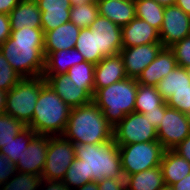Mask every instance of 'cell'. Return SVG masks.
<instances>
[{"instance_id": "cell-1", "label": "cell", "mask_w": 190, "mask_h": 190, "mask_svg": "<svg viewBox=\"0 0 190 190\" xmlns=\"http://www.w3.org/2000/svg\"><path fill=\"white\" fill-rule=\"evenodd\" d=\"M0 51L23 78L43 76L45 55L42 28L11 30L10 37L0 46Z\"/></svg>"}, {"instance_id": "cell-2", "label": "cell", "mask_w": 190, "mask_h": 190, "mask_svg": "<svg viewBox=\"0 0 190 190\" xmlns=\"http://www.w3.org/2000/svg\"><path fill=\"white\" fill-rule=\"evenodd\" d=\"M62 136L73 144H101L113 138V127L92 101L71 108Z\"/></svg>"}, {"instance_id": "cell-3", "label": "cell", "mask_w": 190, "mask_h": 190, "mask_svg": "<svg viewBox=\"0 0 190 190\" xmlns=\"http://www.w3.org/2000/svg\"><path fill=\"white\" fill-rule=\"evenodd\" d=\"M75 158L84 164L85 178L90 182L124 179L119 147L114 138L101 144H74Z\"/></svg>"}, {"instance_id": "cell-4", "label": "cell", "mask_w": 190, "mask_h": 190, "mask_svg": "<svg viewBox=\"0 0 190 190\" xmlns=\"http://www.w3.org/2000/svg\"><path fill=\"white\" fill-rule=\"evenodd\" d=\"M70 111L71 108L45 81L35 105L32 121L27 127L36 134L62 135L68 123Z\"/></svg>"}, {"instance_id": "cell-5", "label": "cell", "mask_w": 190, "mask_h": 190, "mask_svg": "<svg viewBox=\"0 0 190 190\" xmlns=\"http://www.w3.org/2000/svg\"><path fill=\"white\" fill-rule=\"evenodd\" d=\"M137 88V80L127 77L105 88L98 89L94 93L92 101L114 128L126 115L134 112Z\"/></svg>"}, {"instance_id": "cell-6", "label": "cell", "mask_w": 190, "mask_h": 190, "mask_svg": "<svg viewBox=\"0 0 190 190\" xmlns=\"http://www.w3.org/2000/svg\"><path fill=\"white\" fill-rule=\"evenodd\" d=\"M45 81L43 76L22 78L6 92L5 113L28 126L32 121L35 105Z\"/></svg>"}, {"instance_id": "cell-7", "label": "cell", "mask_w": 190, "mask_h": 190, "mask_svg": "<svg viewBox=\"0 0 190 190\" xmlns=\"http://www.w3.org/2000/svg\"><path fill=\"white\" fill-rule=\"evenodd\" d=\"M118 147L124 178L160 166L166 150L159 141L118 145Z\"/></svg>"}, {"instance_id": "cell-8", "label": "cell", "mask_w": 190, "mask_h": 190, "mask_svg": "<svg viewBox=\"0 0 190 190\" xmlns=\"http://www.w3.org/2000/svg\"><path fill=\"white\" fill-rule=\"evenodd\" d=\"M75 159L74 144L62 135H48V148L42 179L62 180Z\"/></svg>"}, {"instance_id": "cell-9", "label": "cell", "mask_w": 190, "mask_h": 190, "mask_svg": "<svg viewBox=\"0 0 190 190\" xmlns=\"http://www.w3.org/2000/svg\"><path fill=\"white\" fill-rule=\"evenodd\" d=\"M113 138L117 145L158 141L157 129L144 114L137 112L126 115L113 128Z\"/></svg>"}, {"instance_id": "cell-10", "label": "cell", "mask_w": 190, "mask_h": 190, "mask_svg": "<svg viewBox=\"0 0 190 190\" xmlns=\"http://www.w3.org/2000/svg\"><path fill=\"white\" fill-rule=\"evenodd\" d=\"M157 135L166 150L173 149L190 135V115L166 106Z\"/></svg>"}, {"instance_id": "cell-11", "label": "cell", "mask_w": 190, "mask_h": 190, "mask_svg": "<svg viewBox=\"0 0 190 190\" xmlns=\"http://www.w3.org/2000/svg\"><path fill=\"white\" fill-rule=\"evenodd\" d=\"M159 36L163 47H171L190 36V16L176 4L165 7Z\"/></svg>"}, {"instance_id": "cell-12", "label": "cell", "mask_w": 190, "mask_h": 190, "mask_svg": "<svg viewBox=\"0 0 190 190\" xmlns=\"http://www.w3.org/2000/svg\"><path fill=\"white\" fill-rule=\"evenodd\" d=\"M95 29L96 52L103 57L115 56L122 49L121 26L111 22L108 18L98 15L89 27Z\"/></svg>"}, {"instance_id": "cell-13", "label": "cell", "mask_w": 190, "mask_h": 190, "mask_svg": "<svg viewBox=\"0 0 190 190\" xmlns=\"http://www.w3.org/2000/svg\"><path fill=\"white\" fill-rule=\"evenodd\" d=\"M43 78L70 108L92 102L93 95L83 85L75 84L67 74L43 75Z\"/></svg>"}, {"instance_id": "cell-14", "label": "cell", "mask_w": 190, "mask_h": 190, "mask_svg": "<svg viewBox=\"0 0 190 190\" xmlns=\"http://www.w3.org/2000/svg\"><path fill=\"white\" fill-rule=\"evenodd\" d=\"M162 48L161 43L122 48L119 54L122 57L127 77L137 79Z\"/></svg>"}, {"instance_id": "cell-15", "label": "cell", "mask_w": 190, "mask_h": 190, "mask_svg": "<svg viewBox=\"0 0 190 190\" xmlns=\"http://www.w3.org/2000/svg\"><path fill=\"white\" fill-rule=\"evenodd\" d=\"M48 135L36 134L15 166L17 171L41 177L47 156Z\"/></svg>"}, {"instance_id": "cell-16", "label": "cell", "mask_w": 190, "mask_h": 190, "mask_svg": "<svg viewBox=\"0 0 190 190\" xmlns=\"http://www.w3.org/2000/svg\"><path fill=\"white\" fill-rule=\"evenodd\" d=\"M177 66L174 52L169 47H163L156 58L138 76L137 83L156 87Z\"/></svg>"}, {"instance_id": "cell-17", "label": "cell", "mask_w": 190, "mask_h": 190, "mask_svg": "<svg viewBox=\"0 0 190 190\" xmlns=\"http://www.w3.org/2000/svg\"><path fill=\"white\" fill-rule=\"evenodd\" d=\"M122 48L139 46L142 44L161 43L159 31L148 22L135 17L127 25L121 27Z\"/></svg>"}, {"instance_id": "cell-18", "label": "cell", "mask_w": 190, "mask_h": 190, "mask_svg": "<svg viewBox=\"0 0 190 190\" xmlns=\"http://www.w3.org/2000/svg\"><path fill=\"white\" fill-rule=\"evenodd\" d=\"M41 11L44 34L70 21V0H35Z\"/></svg>"}, {"instance_id": "cell-19", "label": "cell", "mask_w": 190, "mask_h": 190, "mask_svg": "<svg viewBox=\"0 0 190 190\" xmlns=\"http://www.w3.org/2000/svg\"><path fill=\"white\" fill-rule=\"evenodd\" d=\"M125 78L127 75L120 54L104 57L95 65L94 93Z\"/></svg>"}, {"instance_id": "cell-20", "label": "cell", "mask_w": 190, "mask_h": 190, "mask_svg": "<svg viewBox=\"0 0 190 190\" xmlns=\"http://www.w3.org/2000/svg\"><path fill=\"white\" fill-rule=\"evenodd\" d=\"M81 28L71 21L44 34V52L70 50L75 47Z\"/></svg>"}, {"instance_id": "cell-21", "label": "cell", "mask_w": 190, "mask_h": 190, "mask_svg": "<svg viewBox=\"0 0 190 190\" xmlns=\"http://www.w3.org/2000/svg\"><path fill=\"white\" fill-rule=\"evenodd\" d=\"M99 15L124 26L136 17L134 0H96Z\"/></svg>"}, {"instance_id": "cell-22", "label": "cell", "mask_w": 190, "mask_h": 190, "mask_svg": "<svg viewBox=\"0 0 190 190\" xmlns=\"http://www.w3.org/2000/svg\"><path fill=\"white\" fill-rule=\"evenodd\" d=\"M44 55L45 70L43 75L66 74L72 66L85 61L83 55L75 47L70 50L44 52Z\"/></svg>"}, {"instance_id": "cell-23", "label": "cell", "mask_w": 190, "mask_h": 190, "mask_svg": "<svg viewBox=\"0 0 190 190\" xmlns=\"http://www.w3.org/2000/svg\"><path fill=\"white\" fill-rule=\"evenodd\" d=\"M8 16L11 30L41 28V11L35 0H22Z\"/></svg>"}, {"instance_id": "cell-24", "label": "cell", "mask_w": 190, "mask_h": 190, "mask_svg": "<svg viewBox=\"0 0 190 190\" xmlns=\"http://www.w3.org/2000/svg\"><path fill=\"white\" fill-rule=\"evenodd\" d=\"M160 167L166 185H172L190 173V163L173 149L165 150Z\"/></svg>"}, {"instance_id": "cell-25", "label": "cell", "mask_w": 190, "mask_h": 190, "mask_svg": "<svg viewBox=\"0 0 190 190\" xmlns=\"http://www.w3.org/2000/svg\"><path fill=\"white\" fill-rule=\"evenodd\" d=\"M124 179L128 190H160L165 185L160 166L126 176Z\"/></svg>"}, {"instance_id": "cell-26", "label": "cell", "mask_w": 190, "mask_h": 190, "mask_svg": "<svg viewBox=\"0 0 190 190\" xmlns=\"http://www.w3.org/2000/svg\"><path fill=\"white\" fill-rule=\"evenodd\" d=\"M189 86V70L184 67L177 66L173 71L169 72L156 87L159 94L166 101L177 91L189 89Z\"/></svg>"}, {"instance_id": "cell-27", "label": "cell", "mask_w": 190, "mask_h": 190, "mask_svg": "<svg viewBox=\"0 0 190 190\" xmlns=\"http://www.w3.org/2000/svg\"><path fill=\"white\" fill-rule=\"evenodd\" d=\"M164 102L165 100L157 91V87L138 84L134 112L144 114L148 111L157 110V107Z\"/></svg>"}, {"instance_id": "cell-28", "label": "cell", "mask_w": 190, "mask_h": 190, "mask_svg": "<svg viewBox=\"0 0 190 190\" xmlns=\"http://www.w3.org/2000/svg\"><path fill=\"white\" fill-rule=\"evenodd\" d=\"M134 3L136 17L145 20L153 28L160 31L165 7L153 0H134Z\"/></svg>"}, {"instance_id": "cell-29", "label": "cell", "mask_w": 190, "mask_h": 190, "mask_svg": "<svg viewBox=\"0 0 190 190\" xmlns=\"http://www.w3.org/2000/svg\"><path fill=\"white\" fill-rule=\"evenodd\" d=\"M75 48L83 55L85 61L94 65L104 58L100 52H96L95 29L81 28Z\"/></svg>"}, {"instance_id": "cell-30", "label": "cell", "mask_w": 190, "mask_h": 190, "mask_svg": "<svg viewBox=\"0 0 190 190\" xmlns=\"http://www.w3.org/2000/svg\"><path fill=\"white\" fill-rule=\"evenodd\" d=\"M36 133L29 127H26L14 139L5 146L0 148V153L5 156L6 159L16 164L22 155L23 151L26 150L28 144Z\"/></svg>"}, {"instance_id": "cell-31", "label": "cell", "mask_w": 190, "mask_h": 190, "mask_svg": "<svg viewBox=\"0 0 190 190\" xmlns=\"http://www.w3.org/2000/svg\"><path fill=\"white\" fill-rule=\"evenodd\" d=\"M98 15L99 12L96 0L90 3L71 6L70 9V21L79 28L90 27Z\"/></svg>"}, {"instance_id": "cell-32", "label": "cell", "mask_w": 190, "mask_h": 190, "mask_svg": "<svg viewBox=\"0 0 190 190\" xmlns=\"http://www.w3.org/2000/svg\"><path fill=\"white\" fill-rule=\"evenodd\" d=\"M94 73L95 65L84 61L72 66L67 71L68 77L77 85H83L92 95H94Z\"/></svg>"}, {"instance_id": "cell-33", "label": "cell", "mask_w": 190, "mask_h": 190, "mask_svg": "<svg viewBox=\"0 0 190 190\" xmlns=\"http://www.w3.org/2000/svg\"><path fill=\"white\" fill-rule=\"evenodd\" d=\"M41 180L38 175L17 171L11 179L0 185V190H39Z\"/></svg>"}, {"instance_id": "cell-34", "label": "cell", "mask_w": 190, "mask_h": 190, "mask_svg": "<svg viewBox=\"0 0 190 190\" xmlns=\"http://www.w3.org/2000/svg\"><path fill=\"white\" fill-rule=\"evenodd\" d=\"M25 126L22 122L14 117L4 113L0 115V148L10 143Z\"/></svg>"}, {"instance_id": "cell-35", "label": "cell", "mask_w": 190, "mask_h": 190, "mask_svg": "<svg viewBox=\"0 0 190 190\" xmlns=\"http://www.w3.org/2000/svg\"><path fill=\"white\" fill-rule=\"evenodd\" d=\"M62 182L70 190H74L89 183V178H85L84 164L81 159H74L73 164L67 169Z\"/></svg>"}, {"instance_id": "cell-36", "label": "cell", "mask_w": 190, "mask_h": 190, "mask_svg": "<svg viewBox=\"0 0 190 190\" xmlns=\"http://www.w3.org/2000/svg\"><path fill=\"white\" fill-rule=\"evenodd\" d=\"M23 77L20 76L9 64L7 59L0 51V90L8 92Z\"/></svg>"}, {"instance_id": "cell-37", "label": "cell", "mask_w": 190, "mask_h": 190, "mask_svg": "<svg viewBox=\"0 0 190 190\" xmlns=\"http://www.w3.org/2000/svg\"><path fill=\"white\" fill-rule=\"evenodd\" d=\"M175 55L177 65L186 69L190 68V36L184 37L169 47Z\"/></svg>"}, {"instance_id": "cell-38", "label": "cell", "mask_w": 190, "mask_h": 190, "mask_svg": "<svg viewBox=\"0 0 190 190\" xmlns=\"http://www.w3.org/2000/svg\"><path fill=\"white\" fill-rule=\"evenodd\" d=\"M167 106L190 115V86L187 90L177 91L166 100Z\"/></svg>"}, {"instance_id": "cell-39", "label": "cell", "mask_w": 190, "mask_h": 190, "mask_svg": "<svg viewBox=\"0 0 190 190\" xmlns=\"http://www.w3.org/2000/svg\"><path fill=\"white\" fill-rule=\"evenodd\" d=\"M16 172L15 164L0 153V185L11 179Z\"/></svg>"}, {"instance_id": "cell-40", "label": "cell", "mask_w": 190, "mask_h": 190, "mask_svg": "<svg viewBox=\"0 0 190 190\" xmlns=\"http://www.w3.org/2000/svg\"><path fill=\"white\" fill-rule=\"evenodd\" d=\"M99 190H125V179H103L97 182Z\"/></svg>"}, {"instance_id": "cell-41", "label": "cell", "mask_w": 190, "mask_h": 190, "mask_svg": "<svg viewBox=\"0 0 190 190\" xmlns=\"http://www.w3.org/2000/svg\"><path fill=\"white\" fill-rule=\"evenodd\" d=\"M167 106L166 101L161 105L157 107V110L148 111L147 113H144L147 120L151 125H153L156 129L161 124L162 115H164L165 108Z\"/></svg>"}, {"instance_id": "cell-42", "label": "cell", "mask_w": 190, "mask_h": 190, "mask_svg": "<svg viewBox=\"0 0 190 190\" xmlns=\"http://www.w3.org/2000/svg\"><path fill=\"white\" fill-rule=\"evenodd\" d=\"M11 25L7 14H0V46L10 37Z\"/></svg>"}, {"instance_id": "cell-43", "label": "cell", "mask_w": 190, "mask_h": 190, "mask_svg": "<svg viewBox=\"0 0 190 190\" xmlns=\"http://www.w3.org/2000/svg\"><path fill=\"white\" fill-rule=\"evenodd\" d=\"M39 190H70L68 189L62 180H48L42 179L40 182Z\"/></svg>"}, {"instance_id": "cell-44", "label": "cell", "mask_w": 190, "mask_h": 190, "mask_svg": "<svg viewBox=\"0 0 190 190\" xmlns=\"http://www.w3.org/2000/svg\"><path fill=\"white\" fill-rule=\"evenodd\" d=\"M173 150L190 163V135L174 147Z\"/></svg>"}, {"instance_id": "cell-45", "label": "cell", "mask_w": 190, "mask_h": 190, "mask_svg": "<svg viewBox=\"0 0 190 190\" xmlns=\"http://www.w3.org/2000/svg\"><path fill=\"white\" fill-rule=\"evenodd\" d=\"M22 0H0V14L9 13L21 2Z\"/></svg>"}, {"instance_id": "cell-46", "label": "cell", "mask_w": 190, "mask_h": 190, "mask_svg": "<svg viewBox=\"0 0 190 190\" xmlns=\"http://www.w3.org/2000/svg\"><path fill=\"white\" fill-rule=\"evenodd\" d=\"M174 190H190V173L180 181L171 185Z\"/></svg>"}, {"instance_id": "cell-47", "label": "cell", "mask_w": 190, "mask_h": 190, "mask_svg": "<svg viewBox=\"0 0 190 190\" xmlns=\"http://www.w3.org/2000/svg\"><path fill=\"white\" fill-rule=\"evenodd\" d=\"M176 5L190 16V0H176Z\"/></svg>"}, {"instance_id": "cell-48", "label": "cell", "mask_w": 190, "mask_h": 190, "mask_svg": "<svg viewBox=\"0 0 190 190\" xmlns=\"http://www.w3.org/2000/svg\"><path fill=\"white\" fill-rule=\"evenodd\" d=\"M74 190H99L97 182H90L84 184L82 187L76 188Z\"/></svg>"}, {"instance_id": "cell-49", "label": "cell", "mask_w": 190, "mask_h": 190, "mask_svg": "<svg viewBox=\"0 0 190 190\" xmlns=\"http://www.w3.org/2000/svg\"><path fill=\"white\" fill-rule=\"evenodd\" d=\"M6 92L0 90V115L5 113Z\"/></svg>"}, {"instance_id": "cell-50", "label": "cell", "mask_w": 190, "mask_h": 190, "mask_svg": "<svg viewBox=\"0 0 190 190\" xmlns=\"http://www.w3.org/2000/svg\"><path fill=\"white\" fill-rule=\"evenodd\" d=\"M153 1L157 2L158 4H160L163 7H167V6L176 4V0H153Z\"/></svg>"}, {"instance_id": "cell-51", "label": "cell", "mask_w": 190, "mask_h": 190, "mask_svg": "<svg viewBox=\"0 0 190 190\" xmlns=\"http://www.w3.org/2000/svg\"><path fill=\"white\" fill-rule=\"evenodd\" d=\"M95 0H70V3L72 6L78 5V4H84V3H90L94 2Z\"/></svg>"}, {"instance_id": "cell-52", "label": "cell", "mask_w": 190, "mask_h": 190, "mask_svg": "<svg viewBox=\"0 0 190 190\" xmlns=\"http://www.w3.org/2000/svg\"><path fill=\"white\" fill-rule=\"evenodd\" d=\"M160 190H174L171 185H164Z\"/></svg>"}]
</instances>
